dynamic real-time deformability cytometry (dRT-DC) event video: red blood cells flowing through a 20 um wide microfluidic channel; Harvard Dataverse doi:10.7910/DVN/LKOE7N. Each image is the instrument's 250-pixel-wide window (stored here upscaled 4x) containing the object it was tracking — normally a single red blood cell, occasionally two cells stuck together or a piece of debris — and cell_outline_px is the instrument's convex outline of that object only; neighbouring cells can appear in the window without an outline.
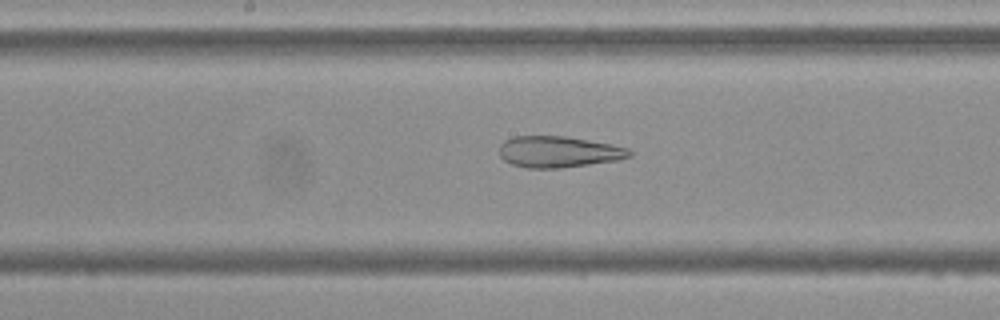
{"species": "Egyptian fruit bat (a non-hibernating species)", "species_latin": "Rousettus aegyptiacus", "temperature_condition": "cold", "stored_images_in_passage": 55, "camera_frame_rate_fps": 3000, "um_per_image_px": 0.085, "frame": {"image": 1, "passage_image": 28, "time_ms": 9.0, "image_size_px": [1000, 320], "cell_outline_px": [[632, 156], [620, 160], [560, 168], [524, 168], [512, 164], [504, 160], [500, 156], [500, 144], [504, 140], [512, 136], [564, 136], [612, 144], [628, 148], [632, 152]], "centroid_in_image_um": [47.48, 12.91], "position_along_channel_um": 200.7, "area_um2": 23.87}}
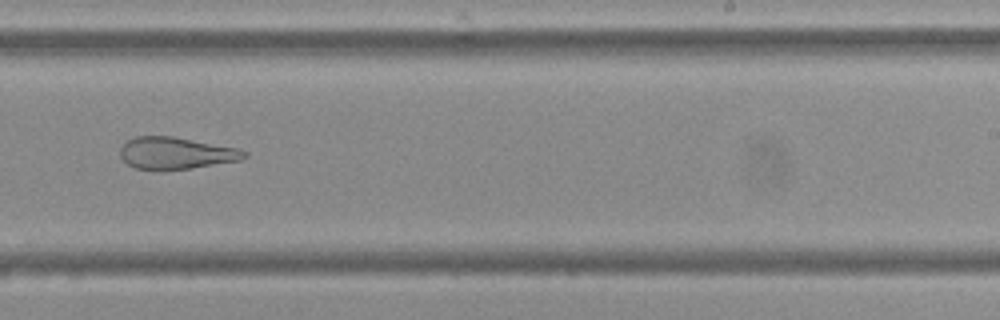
{"frame": {"image": 2, "passage_image": 34, "time_ms": 11.0, "image_size_px": [1000, 320], "cell_outline_px": [[248, 156], [240, 160], [192, 168], [136, 168], [128, 164], [120, 156], [120, 148], [128, 140], [136, 136], [172, 136], [240, 148], [248, 152]], "centroid_in_image_um": [15.01, 12.99], "position_along_channel_um": 274.0, "area_um2": 22.72}}
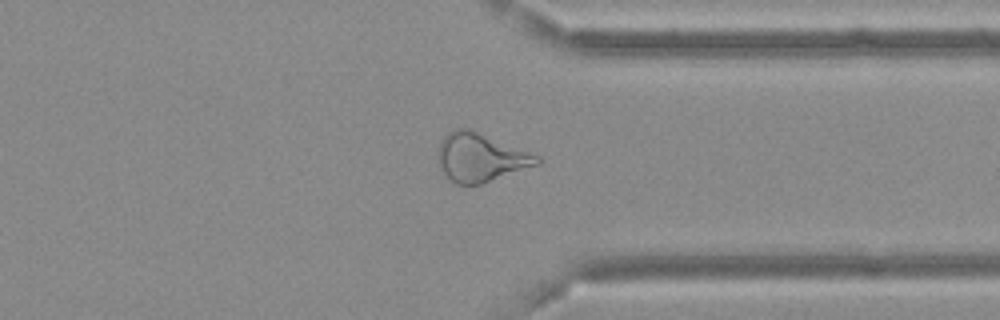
{"frame": {"image": 3, "passage_image": 42, "time_ms": 13.667, "image_size_px": [1000, 320], "cell_outline_px": [[540, 164], [480, 184], [456, 184], [440, 168], [440, 140], [448, 132], [456, 128], [468, 128], [540, 156]], "centroid_in_image_um": [40.87, 13.37], "position_along_channel_um": 370.5, "area_um2": 27.34}}